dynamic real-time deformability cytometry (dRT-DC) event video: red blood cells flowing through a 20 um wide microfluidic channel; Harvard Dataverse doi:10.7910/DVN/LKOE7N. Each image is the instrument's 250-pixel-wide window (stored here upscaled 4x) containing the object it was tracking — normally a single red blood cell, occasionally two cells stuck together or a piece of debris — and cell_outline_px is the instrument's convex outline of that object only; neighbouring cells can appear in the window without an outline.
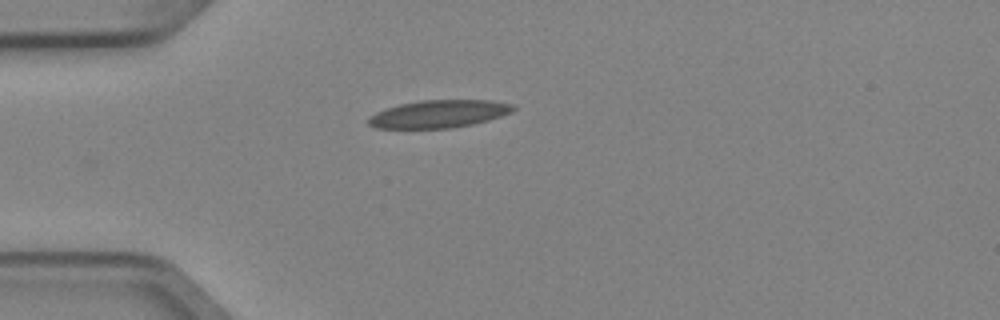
{"species": "Egyptian fruit bat (a non-hibernating species)", "species_latin": "Rousettus aegyptiacus", "temperature_condition": "cold", "stored_images_in_passage": 1, "camera_frame_rate_fps": 3000, "um_per_image_px": 0.085, "animal": {"sex": "female"}, "frame": {"image": 1, "passage_image": 1, "time_ms": 0.0, "image_size_px": [1000, 320], "cell_outline_px": [[516, 108], [512, 112], [488, 120], [472, 124], [452, 128], [376, 128], [368, 124], [368, 120], [376, 112], [400, 104], [420, 100], [492, 100], [516, 104]], "centroid_in_image_um": [37.36, 9.67], "position_along_channel_um": 47.6, "area_um2": 23.29}}